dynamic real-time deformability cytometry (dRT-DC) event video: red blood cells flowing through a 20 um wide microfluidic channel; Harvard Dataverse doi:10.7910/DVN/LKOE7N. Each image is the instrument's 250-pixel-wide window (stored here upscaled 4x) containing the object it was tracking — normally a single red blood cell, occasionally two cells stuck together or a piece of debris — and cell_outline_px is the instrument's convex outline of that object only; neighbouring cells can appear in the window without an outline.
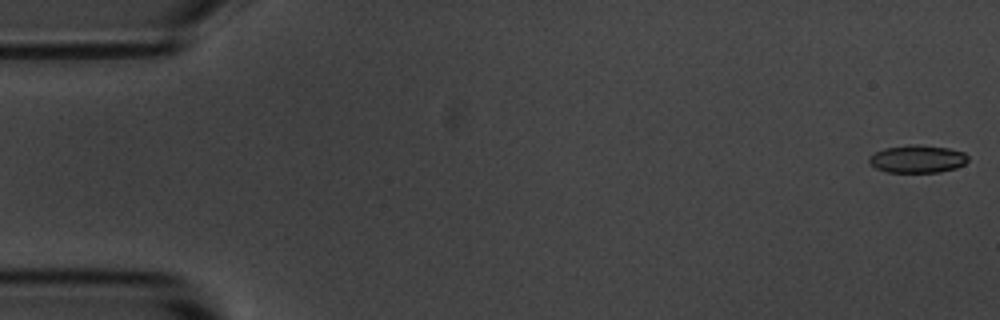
{"species": "common noctule bat (a hibernating species)", "species_latin": "Nyctalus noctula", "temperature_condition": "room temperature", "stored_images_in_passage": 55, "camera_frame_rate_fps": 3000, "um_per_image_px": 0.085, "animal": {"sex": "male", "body_mass_g": 20.1, "forearm_length_mm": 53.5}, "frame": {"image": 1, "passage_image": 1, "time_ms": 0.0, "image_size_px": [1000, 320], "cell_outline_px": [[968, 160], [964, 164], [956, 168], [940, 172], [888, 172], [876, 168], [868, 160], [868, 156], [884, 148], [912, 144], [920, 144], [948, 148], [964, 152], [968, 156]], "centroid_in_image_um": [77.99, 13.5], "position_along_channel_um": 7.0, "area_um2": 16.01}}
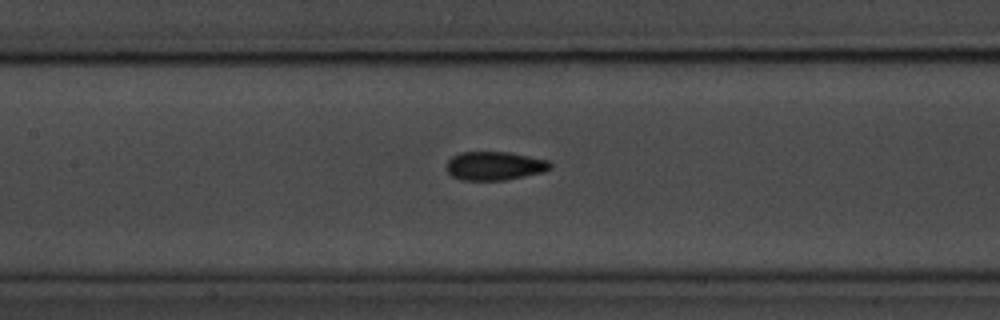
{"frame": {"image": 2, "passage_image": 25, "time_ms": 8.0, "image_size_px": [1000, 320], "cell_outline_px": [[552, 168], [544, 172], [504, 180], [464, 180], [452, 176], [448, 172], [448, 160], [452, 156], [460, 152], [508, 152], [548, 160], [552, 164]], "centroid_in_image_um": [42.07, 14.09], "position_along_channel_um": 165.3, "area_um2": 17.22}}
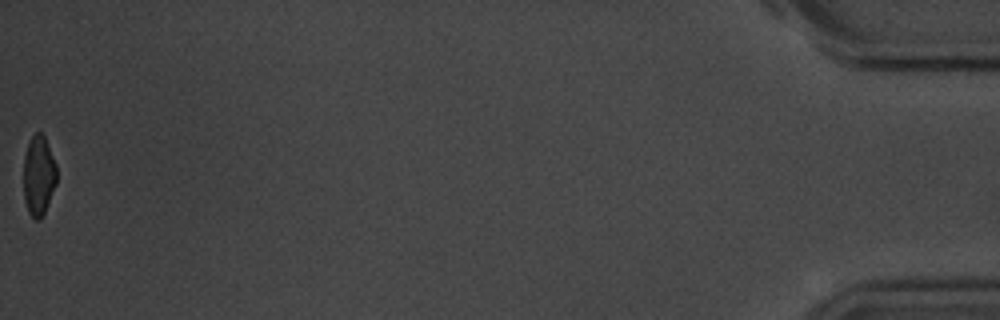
{"frame": {"image": 3, "passage_image": 55, "time_ms": 18.0, "image_size_px": [1000, 320], "cell_outline_px": [[56, 184], [44, 212], [40, 220], [36, 220], [28, 212], [24, 200], [24, 156], [28, 144], [32, 136], [36, 132], [40, 132], [44, 136], [56, 164]], "centroid_in_image_um": [3.28, 14.93], "position_along_channel_um": 431.9, "area_um2": 15.26}, "authors_computed_cell_mechanics": {"area_um2": 16.9932, "velocity_mm_per_s": 3.6785, "shape_relaxation_time_tau1_ms": 3.659, "shape_relaxation_time_tau2_ms": 2.7052, "deformation_change_tau1": 0.123, "deformation_change_tau2": 0.0702}}